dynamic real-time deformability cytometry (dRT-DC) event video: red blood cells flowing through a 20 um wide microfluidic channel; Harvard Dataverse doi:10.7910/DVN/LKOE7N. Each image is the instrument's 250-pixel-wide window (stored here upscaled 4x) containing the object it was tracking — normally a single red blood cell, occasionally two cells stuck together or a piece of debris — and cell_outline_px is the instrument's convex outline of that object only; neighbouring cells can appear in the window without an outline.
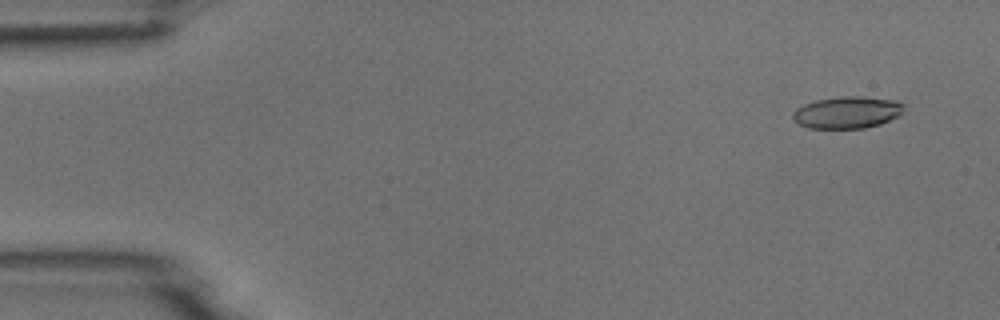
{"species": "common noctule bat (a hibernating species)", "species_latin": "Nyctalus noctula", "temperature_condition": "room temperature", "stored_images_in_passage": 7, "camera_frame_rate_fps": 3000, "um_per_image_px": 0.085, "animal": {"sex": "male", "body_mass_g": 18.8}, "frame": {"image": 1, "passage_image": 1, "time_ms": 0.0, "image_size_px": [1000, 320], "cell_outline_px": [[904, 108], [896, 116], [880, 124], [864, 128], [808, 128], [796, 124], [792, 116], [792, 112], [796, 108], [804, 104], [816, 100], [840, 96], [860, 96], [896, 100], [904, 104]], "centroid_in_image_um": [71.95, 9.55], "position_along_channel_um": 13.0, "area_um2": 20.69}}
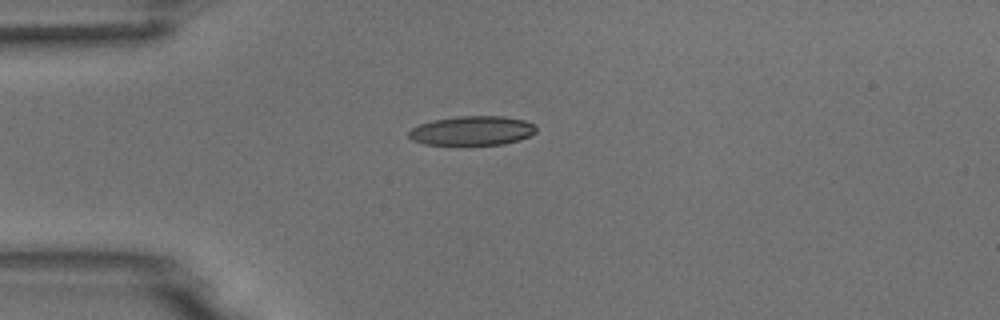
{"frame": {"image": 2, "passage_image": 4, "time_ms": 3.333, "image_size_px": [1000, 320], "cell_outline_px": [[536, 132], [520, 140], [504, 144], [464, 148], [460, 148], [424, 144], [412, 140], [408, 136], [408, 132], [412, 128], [420, 124], [432, 120], [460, 116], [504, 116], [524, 120], [536, 124]], "centroid_in_image_um": [40.11, 11.16], "position_along_channel_um": 44.9, "area_um2": 22.89}}
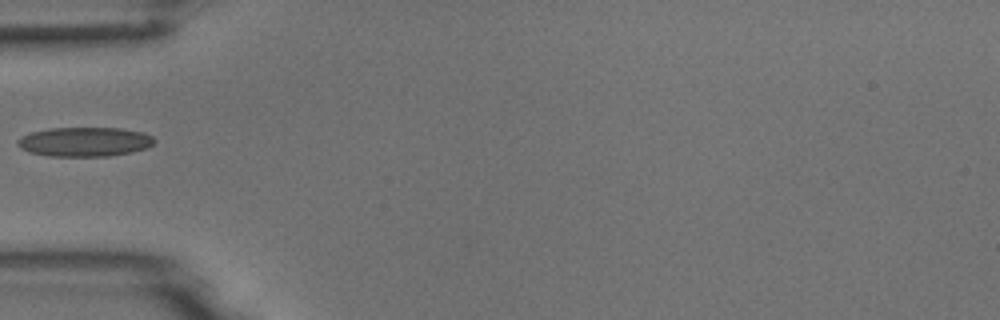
{"frame": {"image": 3, "passage_image": 5, "time_ms": 4.667, "image_size_px": [1000, 320], "cell_outline_px": [[156, 140], [148, 148], [132, 152], [108, 156], [48, 156], [28, 152], [20, 148], [16, 144], [16, 140], [20, 136], [32, 132], [48, 128], [120, 128], [144, 132], [152, 136]], "centroid_in_image_um": [7.18, 12.05], "position_along_channel_um": 77.8, "area_um2": 23.64}}